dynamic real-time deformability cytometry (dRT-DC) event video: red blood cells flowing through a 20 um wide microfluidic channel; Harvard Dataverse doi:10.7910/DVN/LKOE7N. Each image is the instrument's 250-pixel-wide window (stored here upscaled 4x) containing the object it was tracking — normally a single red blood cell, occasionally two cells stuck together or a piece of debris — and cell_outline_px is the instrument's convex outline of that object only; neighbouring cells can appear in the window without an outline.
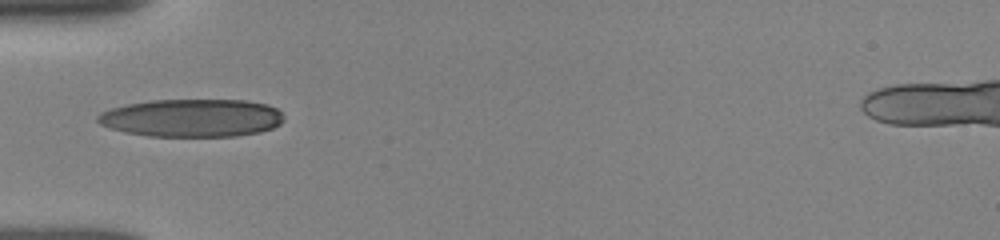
{"species": "human", "species_latin": "Homo sapiens", "temperature_condition": "room temperature", "stored_images_in_passage": 28, "camera_frame_rate_fps": 3000, "um_per_image_px": 0.085, "donor": {"sex": "female"}, "frame": {"image": 1, "passage_image": 1, "time_ms": 0.0, "image_size_px": [1000, 240], "cell_outline_px": [[284, 120], [280, 124], [272, 128], [260, 132], [236, 136], [148, 136], [124, 132], [108, 128], [100, 124], [96, 120], [96, 116], [100, 112], [112, 108], [128, 104], [152, 100], [244, 100], [268, 104], [276, 108], [284, 116]], "centroid_in_image_um": [16.3, 10.02], "position_along_channel_um": 68.7, "area_um2": 41.33}}
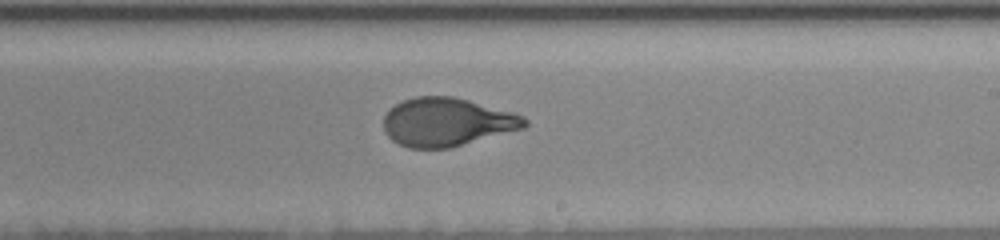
{"frame": {"image": 2, "passage_image": 15, "time_ms": 4.667, "image_size_px": [1000, 240], "cell_outline_px": [[528, 124], [524, 128], [452, 148], [408, 148], [392, 140], [384, 132], [384, 116], [396, 104], [404, 100], [416, 96], [452, 96], [468, 100], [512, 112], [524, 116], [528, 120]], "centroid_in_image_um": [38.0, 10.38], "position_along_channel_um": 251.0, "area_um2": 39.77}}
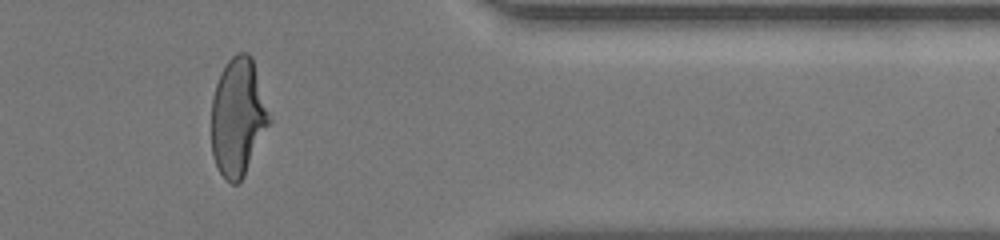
{"frame": {"image": 3, "passage_image": 26, "time_ms": 8.667, "image_size_px": [1000, 240], "cell_outline_px": [[272, 120], [244, 176], [236, 184], [232, 184], [224, 180], [216, 164], [212, 152], [212, 96], [220, 72], [224, 64], [236, 52], [248, 52], [252, 56]], "centroid_in_image_um": [20.23, 9.93], "position_along_channel_um": 391.2, "area_um2": 40.06}, "authors_computed_cell_mechanics": {"area_um2": 39.9976, "velocity_mm_per_s": 3.8972, "shape_relaxation_time_tau1_ms": 4.089, "shape_relaxation_time_tau2_ms": null, "deformation_change_tau1": 0.1869, "deformation_change_tau2": null}}